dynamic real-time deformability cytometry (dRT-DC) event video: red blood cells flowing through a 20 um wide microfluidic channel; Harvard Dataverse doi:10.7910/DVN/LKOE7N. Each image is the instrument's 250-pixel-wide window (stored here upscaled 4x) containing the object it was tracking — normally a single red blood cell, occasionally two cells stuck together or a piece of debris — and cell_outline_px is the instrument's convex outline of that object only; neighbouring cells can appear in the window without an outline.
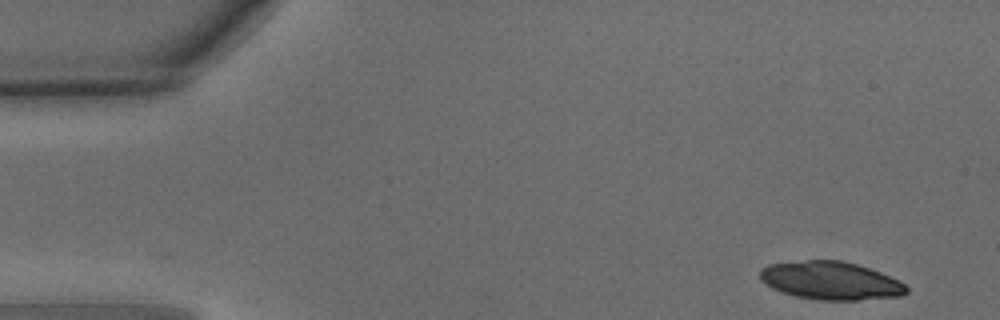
{"species": "common noctule bat (a hibernating species)", "species_latin": "Nyctalus noctula", "temperature_condition": "warm", "stored_images_in_passage": 31, "camera_frame_rate_fps": 3000, "um_per_image_px": 0.085, "animal": {"sex": "male", "body_mass_g": 15.6}, "frame": {"image": 1, "passage_image": 1, "time_ms": 0.0, "image_size_px": [1000, 320], "cell_outline_px": [[908, 292], [900, 296], [856, 300], [820, 300], [796, 296], [772, 288], [764, 284], [760, 280], [760, 268], [768, 264], [808, 260], [840, 260], [856, 264], [880, 272], [900, 280], [908, 288]], "centroid_in_image_um": [70.6, 23.85], "position_along_channel_um": 14.4, "area_um2": 32.48}}